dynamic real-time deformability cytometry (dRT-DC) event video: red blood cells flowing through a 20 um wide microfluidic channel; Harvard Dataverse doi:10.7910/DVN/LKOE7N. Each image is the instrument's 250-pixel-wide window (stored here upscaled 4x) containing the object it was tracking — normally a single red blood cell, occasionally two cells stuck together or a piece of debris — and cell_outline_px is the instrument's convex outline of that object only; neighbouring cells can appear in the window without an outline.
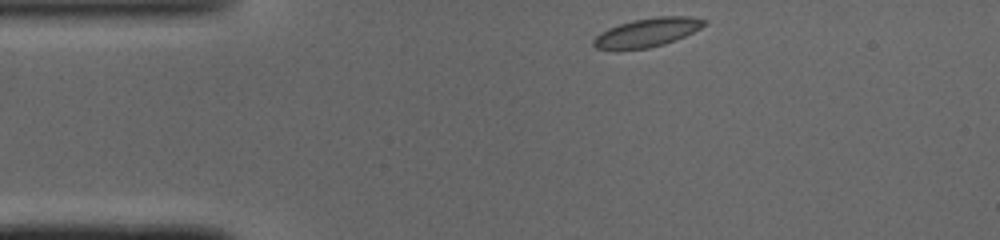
{"species": "common noctule bat (a hibernating species)", "species_latin": "Nyctalus noctula", "temperature_condition": "cold", "stored_images_in_passage": 41, "camera_frame_rate_fps": 3000, "um_per_image_px": 0.085, "animal": {"sex": "male", "body_mass_g": 19.0, "forearm_length_mm": 50.8}, "frame": {"image": 1, "passage_image": 1, "time_ms": 0.0, "image_size_px": [1000, 240], "cell_outline_px": [[708, 24], [676, 40], [664, 44], [648, 48], [596, 48], [592, 44], [592, 40], [600, 32], [608, 28], [632, 20], [656, 16], [688, 16], [708, 20]], "centroid_in_image_um": [55.06, 2.73], "position_along_channel_um": 29.9, "area_um2": 18.32}}
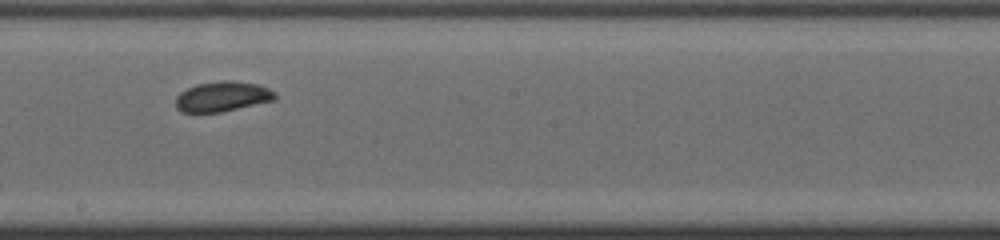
{"frame": {"image": 2, "passage_image": 19, "time_ms": 6.0, "image_size_px": [1000, 240], "cell_outline_px": [[276, 100], [220, 112], [180, 112], [176, 108], [176, 96], [180, 92], [196, 84], [224, 80], [232, 80], [260, 84], [276, 92]], "centroid_in_image_um": [18.92, 8.19], "position_along_channel_um": 229.3, "area_um2": 17.57}}
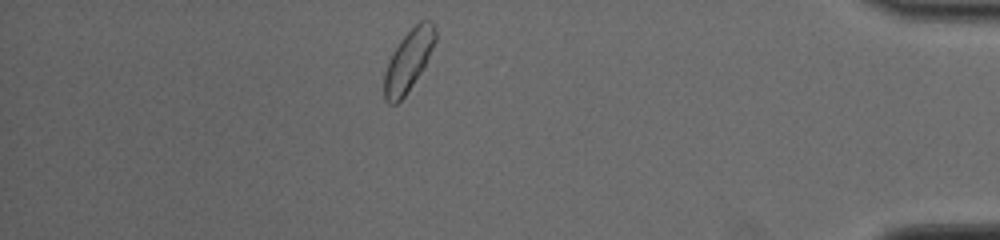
{"frame": {"image": 3, "passage_image": 35, "time_ms": 11.333, "image_size_px": [1000, 240], "cell_outline_px": [[436, 40], [420, 72], [404, 96], [396, 104], [388, 104], [384, 100], [384, 72], [388, 60], [392, 52], [400, 40], [420, 20], [432, 20], [436, 28]], "centroid_in_image_um": [34.69, 5.13], "position_along_channel_um": 400.5, "area_um2": 17.98}, "authors_computed_cell_mechanics": {"area_um2": 17.918, "velocity_mm_per_s": 4.0494, "shape_relaxation_time_tau1_ms": 1.64, "shape_relaxation_time_tau2_ms": 0.7548, "deformation_change_tau1": 0.0911, "deformation_change_tau2": 0.0411}}